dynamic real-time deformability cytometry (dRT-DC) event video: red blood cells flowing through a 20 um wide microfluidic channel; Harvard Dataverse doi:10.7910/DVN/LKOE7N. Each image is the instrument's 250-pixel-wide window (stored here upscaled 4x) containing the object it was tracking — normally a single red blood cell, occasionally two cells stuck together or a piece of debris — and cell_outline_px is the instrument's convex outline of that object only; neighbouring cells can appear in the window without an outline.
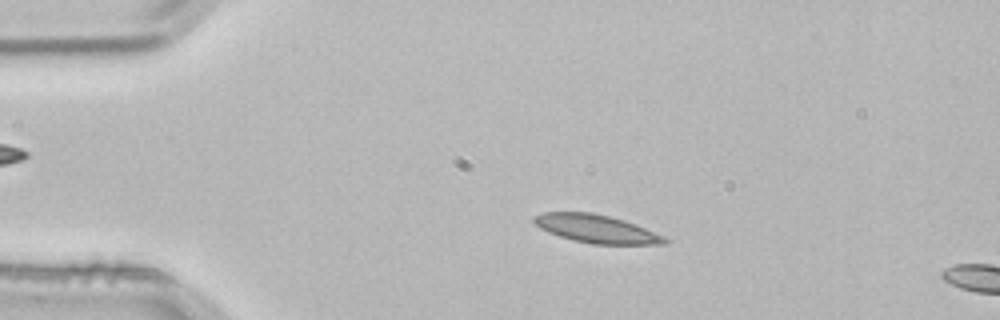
{"species": "common noctule bat (a hibernating species)", "species_latin": "Nyctalus noctula", "temperature_condition": "room temperature", "stored_images_in_passage": 2, "camera_frame_rate_fps": 3000, "um_per_image_px": 0.085, "animal": {"sex": "male", "body_mass_g": 21.5, "forearm_length_mm": 52.0}, "frame": {"image": 1, "passage_image": 1, "time_ms": 0.0, "image_size_px": [1000, 320], "cell_outline_px": [[672, 240], [668, 244], [592, 244], [572, 240], [548, 232], [540, 228], [532, 220], [532, 216], [544, 212], [592, 212], [624, 220], [636, 224], [664, 236]], "centroid_in_image_um": [50.71, 19.45], "position_along_channel_um": 34.3, "area_um2": 21.56}}